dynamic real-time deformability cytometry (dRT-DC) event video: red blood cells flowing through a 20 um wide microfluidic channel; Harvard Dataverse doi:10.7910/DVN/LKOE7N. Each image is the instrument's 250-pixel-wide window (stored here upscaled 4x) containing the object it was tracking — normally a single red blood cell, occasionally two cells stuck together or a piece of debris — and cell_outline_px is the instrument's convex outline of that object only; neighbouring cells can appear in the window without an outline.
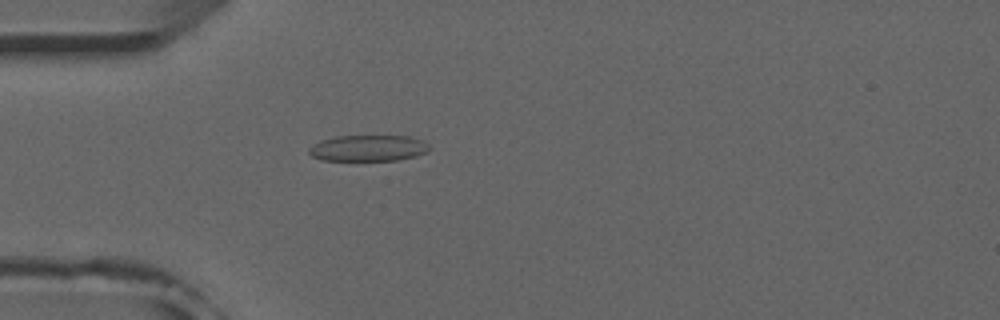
{"species": "common noctule bat (a hibernating species)", "species_latin": "Nyctalus noctula", "temperature_condition": "room temperature", "stored_images_in_passage": 52, "camera_frame_rate_fps": 3000, "um_per_image_px": 0.085, "animal": {"sex": "male", "forearm_length_mm": 52.5}, "frame": {"image": 1, "passage_image": 15, "time_ms": 4.667, "image_size_px": [1000, 320], "cell_outline_px": [[432, 148], [428, 152], [416, 156], [396, 160], [320, 160], [312, 156], [308, 152], [308, 148], [320, 140], [336, 136], [408, 136], [424, 140]], "centroid_in_image_um": [31.32, 12.59], "position_along_channel_um": 53.7, "area_um2": 18.5}}
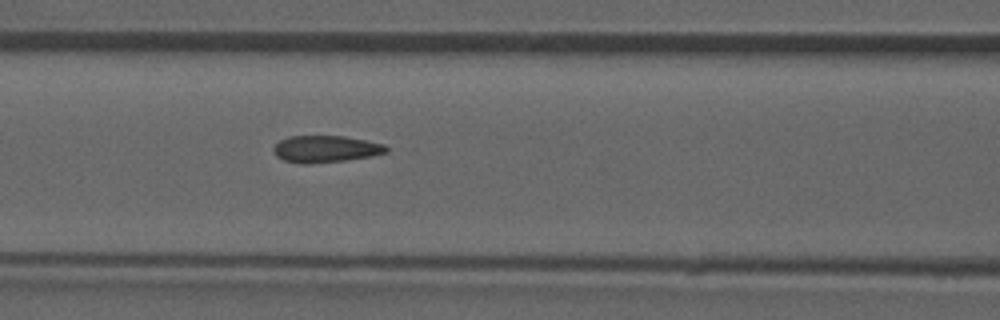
{"frame": {"image": 2, "passage_image": 22, "time_ms": 7.0, "image_size_px": [1000, 320], "cell_outline_px": [[388, 152], [372, 156], [344, 160], [308, 164], [300, 164], [284, 160], [276, 156], [272, 148], [280, 140], [288, 136], [344, 136], [384, 144], [388, 148]], "centroid_in_image_um": [27.66, 12.66], "position_along_channel_um": 138.9, "area_um2": 17.63}}
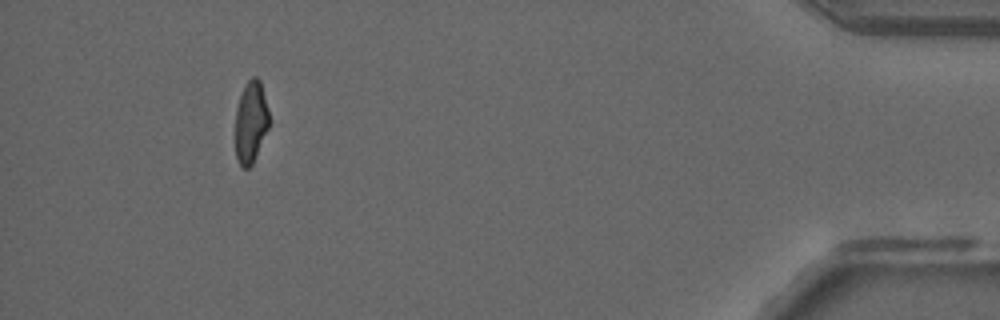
{"frame": {"image": 3, "passage_image": 48, "time_ms": 15.667, "image_size_px": [1000, 320], "cell_outline_px": [[268, 128], [252, 164], [248, 168], [240, 168], [236, 156], [236, 108], [240, 96], [248, 80], [252, 76], [256, 76], [260, 80], [268, 108]], "centroid_in_image_um": [21.31, 10.37], "position_along_channel_um": 413.9, "area_um2": 15.9}, "authors_computed_cell_mechanics": {"area_um2": 17.8891, "velocity_mm_per_s": 3.955, "shape_relaxation_time_tau1_ms": null, "shape_relaxation_time_tau2_ms": 1.3473, "deformation_change_tau1": null, "deformation_change_tau2": 0.1014}}